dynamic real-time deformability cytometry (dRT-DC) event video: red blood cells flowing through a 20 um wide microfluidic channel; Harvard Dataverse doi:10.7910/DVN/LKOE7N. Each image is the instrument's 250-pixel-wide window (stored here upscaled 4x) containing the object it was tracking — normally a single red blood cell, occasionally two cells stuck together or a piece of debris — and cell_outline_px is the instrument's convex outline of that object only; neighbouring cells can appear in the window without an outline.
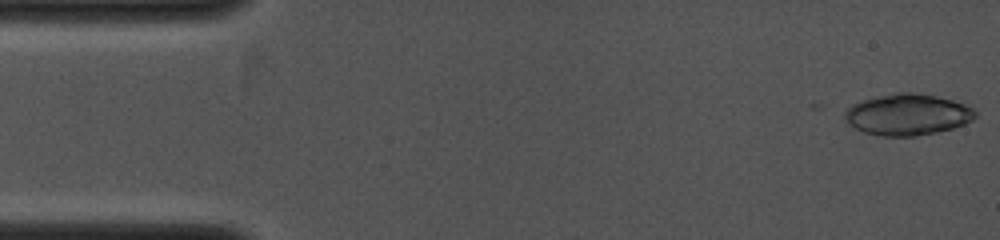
{"species": "common noctule bat (a hibernating species)", "species_latin": "Nyctalus noctula", "temperature_condition": "cold", "stored_images_in_passage": 3, "camera_frame_rate_fps": 4000, "um_per_image_px": 0.085, "animal": {"sex": "female", "body_mass_g": 19.0, "forearm_length_mm": 53.3}, "frame": {"image": 1, "passage_image": 1, "time_ms": 0.0, "image_size_px": [1000, 240], "cell_outline_px": [[976, 116], [972, 120], [964, 124], [952, 128], [936, 132], [912, 136], [880, 136], [864, 132], [848, 124], [844, 116], [844, 112], [852, 104], [876, 96], [896, 92], [912, 92], [936, 96], [952, 100], [964, 104], [972, 108], [976, 112]], "centroid_in_image_um": [77.12, 9.73], "position_along_channel_um": 7.9, "area_um2": 31.27}}